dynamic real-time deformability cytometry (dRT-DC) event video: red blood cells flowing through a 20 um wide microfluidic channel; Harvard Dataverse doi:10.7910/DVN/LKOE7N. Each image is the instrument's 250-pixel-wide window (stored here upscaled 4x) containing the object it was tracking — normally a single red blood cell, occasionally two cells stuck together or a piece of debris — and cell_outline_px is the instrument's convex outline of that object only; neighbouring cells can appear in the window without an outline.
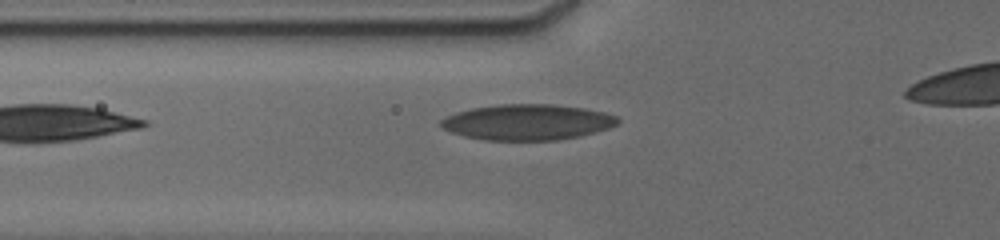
{"species": "human", "species_latin": "Homo sapiens", "temperature_condition": "cold", "stored_images_in_passage": 4, "camera_frame_rate_fps": 3000, "um_per_image_px": 0.085, "donor": {"sex": "male"}, "frame": {"image": 1, "passage_image": 4, "time_ms": 1.667, "image_size_px": [1000, 240], "cell_outline_px": [[620, 120], [616, 124], [608, 128], [580, 136], [556, 140], [484, 140], [464, 136], [440, 128], [440, 120], [456, 112], [472, 108], [496, 104], [552, 104], [584, 108], [604, 112], [616, 116]], "centroid_in_image_um": [44.8, 10.38], "position_along_channel_um": 81.0, "area_um2": 36.82}}